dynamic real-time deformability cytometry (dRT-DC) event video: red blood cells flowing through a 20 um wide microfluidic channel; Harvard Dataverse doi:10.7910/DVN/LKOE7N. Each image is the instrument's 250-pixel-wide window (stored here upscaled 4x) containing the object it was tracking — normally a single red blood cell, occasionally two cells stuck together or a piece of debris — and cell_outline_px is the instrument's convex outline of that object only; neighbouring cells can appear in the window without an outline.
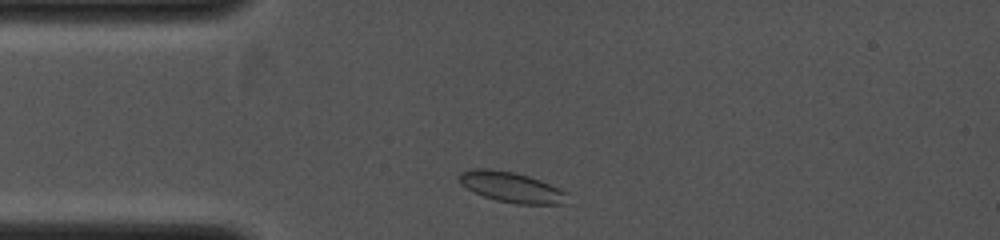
{"species": "common noctule bat (a hibernating species)", "species_latin": "Nyctalus noctula", "temperature_condition": "cold", "stored_images_in_passage": 16, "camera_frame_rate_fps": 4000, "um_per_image_px": 0.085, "animal": {"sex": "female", "body_mass_g": 19.0, "forearm_length_mm": 53.3}, "frame": {"image": 1, "passage_image": 1, "time_ms": 0.0, "image_size_px": [1000, 240], "cell_outline_px": [[564, 192], [560, 204], [516, 204], [496, 200], [484, 196], [460, 184], [456, 176], [460, 172], [476, 168], [488, 168], [512, 172], [528, 176], [540, 180]], "centroid_in_image_um": [43.32, 15.88], "position_along_channel_um": 41.7, "area_um2": 18.55}}
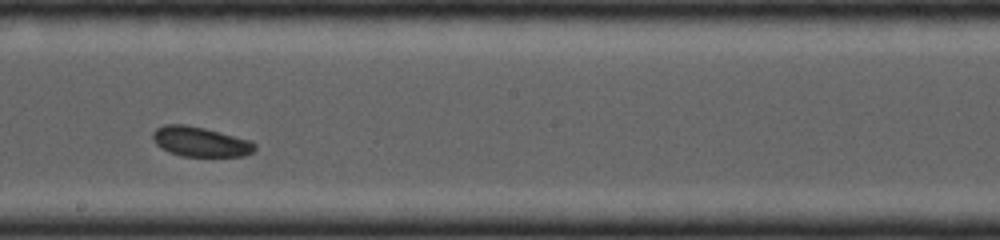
{"frame": {"image": 2, "passage_image": 8, "time_ms": 4.0, "image_size_px": [1000, 240], "cell_outline_px": [[256, 148], [252, 152], [244, 156], [180, 156], [168, 152], [156, 144], [152, 136], [152, 132], [156, 128], [164, 124], [184, 124], [204, 128], [252, 140], [256, 144]], "centroid_in_image_um": [17.03, 12.04], "position_along_channel_um": 231.2, "area_um2": 17.86}}
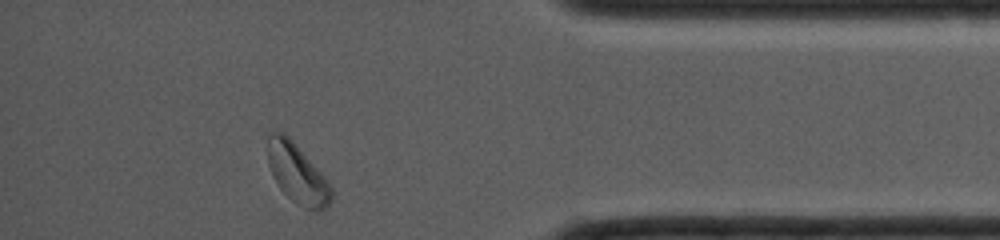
{"frame": {"image": 3, "passage_image": 16, "time_ms": 7.75, "image_size_px": [1000, 240], "cell_outline_px": [[332, 200], [320, 212], [304, 208], [296, 204], [280, 188], [272, 176], [268, 164], [268, 136], [272, 132], [284, 132], [292, 140], [320, 172], [332, 188]], "centroid_in_image_um": [25.25, 14.77], "position_along_channel_um": 409.9, "area_um2": 21.79}}